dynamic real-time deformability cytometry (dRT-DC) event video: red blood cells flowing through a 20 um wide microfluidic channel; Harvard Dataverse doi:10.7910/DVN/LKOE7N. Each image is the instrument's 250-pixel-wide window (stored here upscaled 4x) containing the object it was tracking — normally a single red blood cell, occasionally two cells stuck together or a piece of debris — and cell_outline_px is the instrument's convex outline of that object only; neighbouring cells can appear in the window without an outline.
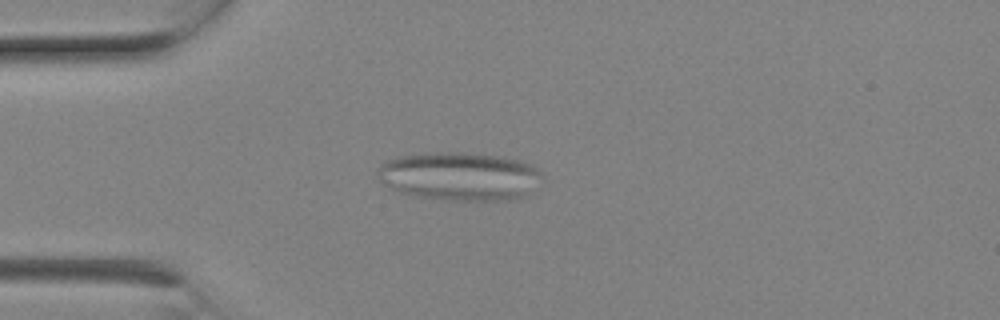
{"species": "Egyptian fruit bat (a non-hibernating species)", "species_latin": "Rousettus aegyptiacus", "temperature_condition": "room temperature", "stored_images_in_passage": 5, "camera_frame_rate_fps": 3000, "um_per_image_px": 0.085, "animal": {"sex": "female"}, "frame": {"image": 1, "passage_image": 3, "time_ms": 0.667, "image_size_px": [1000, 320], "cell_outline_px": [[544, 176], [524, 196], [508, 200], [448, 200], [416, 196], [396, 192], [384, 184], [380, 180], [380, 164], [388, 160], [400, 156], [424, 152], [460, 152], [500, 156], [520, 160], [532, 164]], "centroid_in_image_um": [39.06, 14.97], "position_along_channel_um": 45.9, "area_um2": 46.41}}
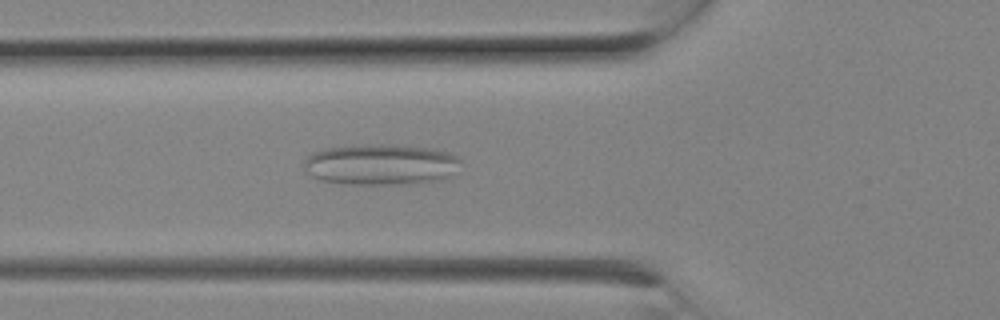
{"frame": {"image": 2, "passage_image": 5, "time_ms": 1.333, "image_size_px": [1000, 320], "cell_outline_px": [[460, 160], [444, 176], [432, 180], [404, 184], [348, 184], [320, 180], [304, 172], [304, 160], [312, 152], [324, 148], [368, 144], [392, 144], [432, 148], [448, 152], [456, 156]], "centroid_in_image_um": [32.21, 13.96], "position_along_channel_um": 93.6, "area_um2": 36.88}}